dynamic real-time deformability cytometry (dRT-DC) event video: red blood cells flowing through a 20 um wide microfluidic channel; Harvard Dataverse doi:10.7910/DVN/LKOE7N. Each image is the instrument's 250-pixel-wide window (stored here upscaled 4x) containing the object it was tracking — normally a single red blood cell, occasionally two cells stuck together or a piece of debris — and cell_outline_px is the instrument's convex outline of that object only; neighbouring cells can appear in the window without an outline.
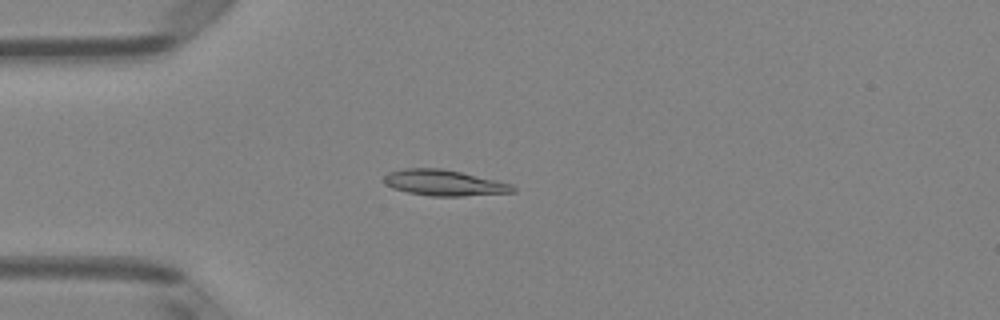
{"species": "Egyptian fruit bat (a non-hibernating species)", "species_latin": "Rousettus aegyptiacus", "temperature_condition": "room temperature", "stored_images_in_passage": 50, "camera_frame_rate_fps": 3000, "um_per_image_px": 0.085, "animal": {"sex": "female"}, "frame": {"image": 1, "passage_image": 14, "time_ms": 4.333, "image_size_px": [1000, 320], "cell_outline_px": [[516, 192], [464, 196], [432, 196], [408, 192], [392, 188], [384, 184], [384, 176], [388, 172], [404, 168], [440, 168], [460, 172], [496, 180], [512, 184], [516, 188]], "centroid_in_image_um": [37.74, 15.54], "position_along_channel_um": 47.3, "area_um2": 19.42}}
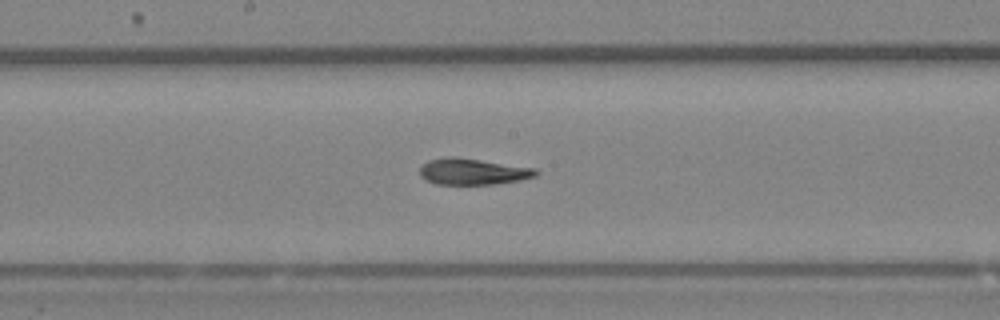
{"frame": {"image": 2, "passage_image": 27, "time_ms": 8.667, "image_size_px": [1000, 320], "cell_outline_px": [[540, 172], [536, 176], [520, 180], [496, 184], [436, 184], [420, 176], [420, 164], [428, 160], [448, 156], [452, 156], [536, 168]], "centroid_in_image_um": [40.18, 14.58], "position_along_channel_um": 208.0, "area_um2": 17.8}}
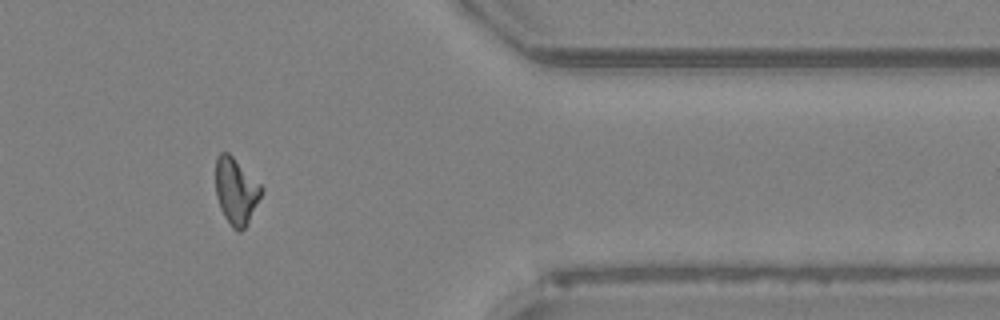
{"frame": {"image": 3, "passage_image": 42, "time_ms": 13.667, "image_size_px": [1000, 320], "cell_outline_px": [[264, 188], [248, 224], [240, 232], [232, 228], [224, 216], [220, 208], [216, 196], [216, 156], [220, 152], [228, 152]], "centroid_in_image_um": [20.05, 16.26], "position_along_channel_um": 391.3, "area_um2": 17.63}, "authors_computed_cell_mechanics": {"area_um2": 18.2359, "velocity_mm_per_s": 4.0777, "shape_relaxation_time_tau1_ms": 4.856, "shape_relaxation_time_tau2_ms": 2.0922, "deformation_change_tau1": 0.1516, "deformation_change_tau2": 0.0772}}